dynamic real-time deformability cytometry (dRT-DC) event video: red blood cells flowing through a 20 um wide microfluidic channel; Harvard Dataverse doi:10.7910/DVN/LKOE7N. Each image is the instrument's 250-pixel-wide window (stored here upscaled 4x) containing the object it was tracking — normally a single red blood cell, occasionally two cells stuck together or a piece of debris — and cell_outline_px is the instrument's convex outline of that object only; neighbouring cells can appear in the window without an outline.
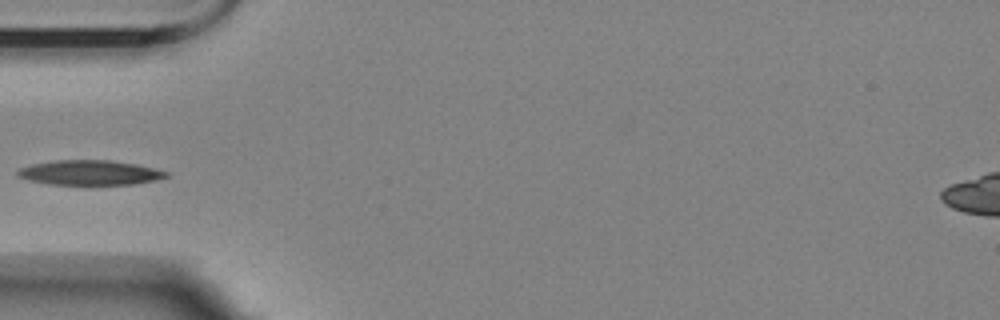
{"species": "Egyptian fruit bat (a non-hibernating species)", "species_latin": "Rousettus aegyptiacus", "temperature_condition": "room temperature", "stored_images_in_passage": 6, "camera_frame_rate_fps": 3000, "um_per_image_px": 0.085, "animal": {"sex": "female"}, "frame": {"image": 1, "passage_image": 4, "time_ms": 4.0, "image_size_px": [1000, 320], "cell_outline_px": [[172, 176], [156, 180], [132, 184], [92, 188], [48, 184], [28, 180], [16, 176], [16, 172], [20, 168], [32, 164], [56, 160], [108, 160], [136, 164], [168, 172]], "centroid_in_image_um": [7.63, 14.73], "position_along_channel_um": 77.4, "area_um2": 22.6}}
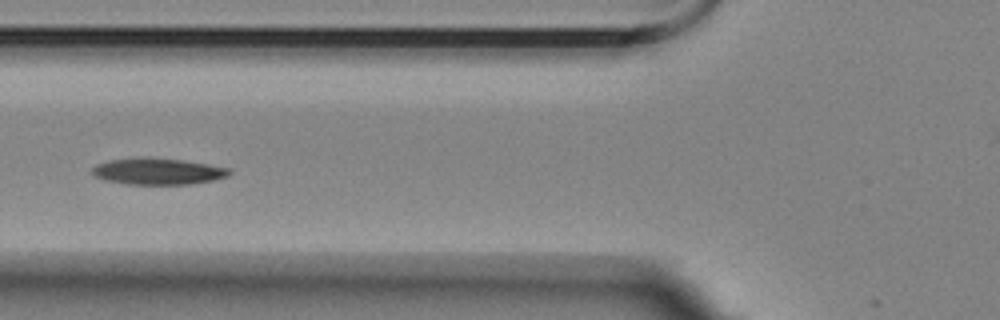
{"frame": {"image": 2, "passage_image": 5, "time_ms": 5.0, "image_size_px": [1000, 320], "cell_outline_px": [[232, 172], [228, 176], [212, 180], [192, 184], [128, 184], [104, 180], [92, 176], [92, 168], [96, 164], [108, 160], [148, 156], [180, 160], [208, 164], [228, 168]], "centroid_in_image_um": [13.37, 14.56], "position_along_channel_um": 112.4, "area_um2": 21.27}}
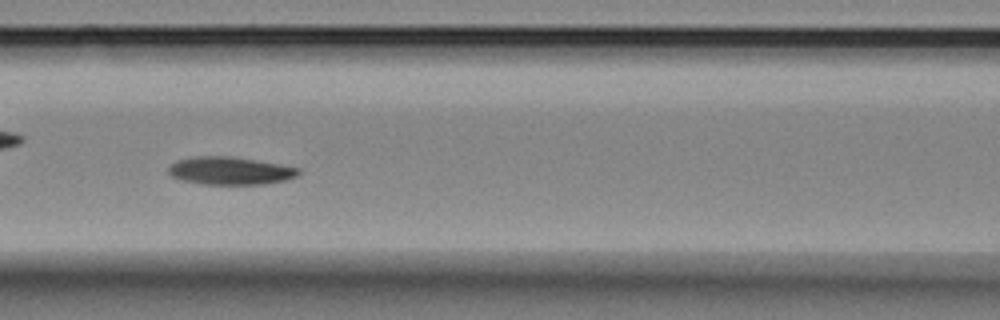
{"frame": {"image": 3, "passage_image": 6, "time_ms": 6.0, "image_size_px": [1000, 320], "cell_outline_px": [[300, 172], [296, 176], [284, 180], [264, 184], [200, 184], [180, 180], [172, 176], [168, 172], [168, 168], [176, 160], [196, 156], [232, 156], [280, 164], [300, 168]], "centroid_in_image_um": [19.54, 14.51], "position_along_channel_um": 147.1, "area_um2": 21.1}}